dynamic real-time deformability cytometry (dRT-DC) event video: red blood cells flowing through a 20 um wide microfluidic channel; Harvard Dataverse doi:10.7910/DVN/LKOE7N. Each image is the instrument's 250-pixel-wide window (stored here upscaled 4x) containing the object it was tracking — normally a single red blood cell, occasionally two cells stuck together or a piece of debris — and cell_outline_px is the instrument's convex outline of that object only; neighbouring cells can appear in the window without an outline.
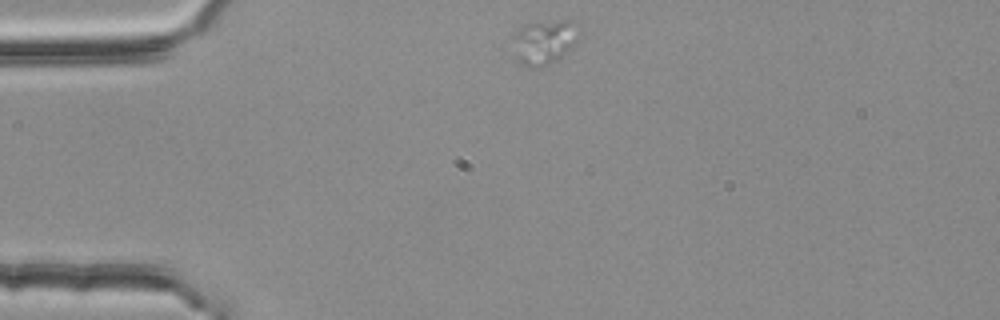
{"species": "common noctule bat (a hibernating species)", "species_latin": "Nyctalus noctula", "temperature_condition": "room temperature", "stored_images_in_passage": 2, "camera_frame_rate_fps": 3000, "um_per_image_px": 0.085, "animal": {"sex": "female", "body_mass_g": 25.1}, "frame": {"image": 1, "passage_image": 1, "time_ms": 0.0, "image_size_px": [1000, 320], "cell_outline_px": [[580, 32], [576, 40], [560, 56], [548, 64], [536, 68], [528, 68], [520, 64], [512, 56], [512, 36], [520, 28], [528, 24], [560, 20], [572, 20]], "centroid_in_image_um": [46.16, 3.59], "position_along_channel_um": 38.8, "area_um2": 17.05}}